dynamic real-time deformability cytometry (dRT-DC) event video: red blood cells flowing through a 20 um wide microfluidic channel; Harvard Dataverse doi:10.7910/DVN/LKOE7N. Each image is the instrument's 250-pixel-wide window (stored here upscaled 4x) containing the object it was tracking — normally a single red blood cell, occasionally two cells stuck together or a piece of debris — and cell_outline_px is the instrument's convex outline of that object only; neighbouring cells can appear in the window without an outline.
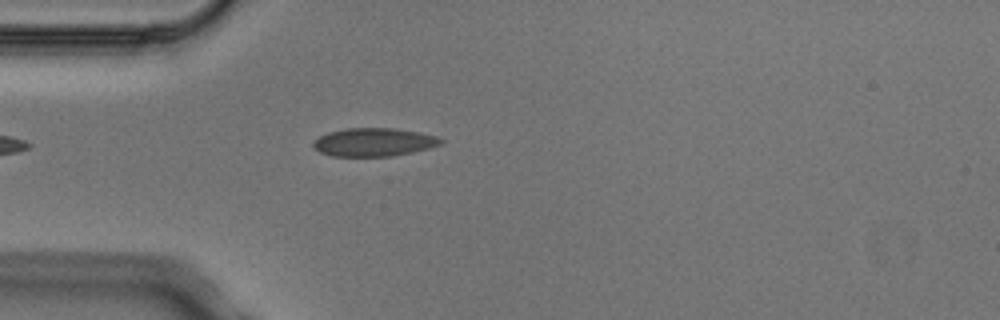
{"species": "Egyptian fruit bat (a non-hibernating species)", "species_latin": "Rousettus aegyptiacus", "temperature_condition": "cold", "stored_images_in_passage": 1, "camera_frame_rate_fps": 3000, "um_per_image_px": 0.085, "animal": {"sex": "male"}, "frame": {"image": 1, "passage_image": 1, "time_ms": 0.0, "image_size_px": [1000, 320], "cell_outline_px": [[444, 140], [440, 144], [428, 148], [412, 152], [392, 156], [332, 156], [320, 152], [312, 144], [320, 136], [328, 132], [348, 128], [396, 128], [436, 136]], "centroid_in_image_um": [31.77, 12.08], "position_along_channel_um": 53.2, "area_um2": 20.75}}